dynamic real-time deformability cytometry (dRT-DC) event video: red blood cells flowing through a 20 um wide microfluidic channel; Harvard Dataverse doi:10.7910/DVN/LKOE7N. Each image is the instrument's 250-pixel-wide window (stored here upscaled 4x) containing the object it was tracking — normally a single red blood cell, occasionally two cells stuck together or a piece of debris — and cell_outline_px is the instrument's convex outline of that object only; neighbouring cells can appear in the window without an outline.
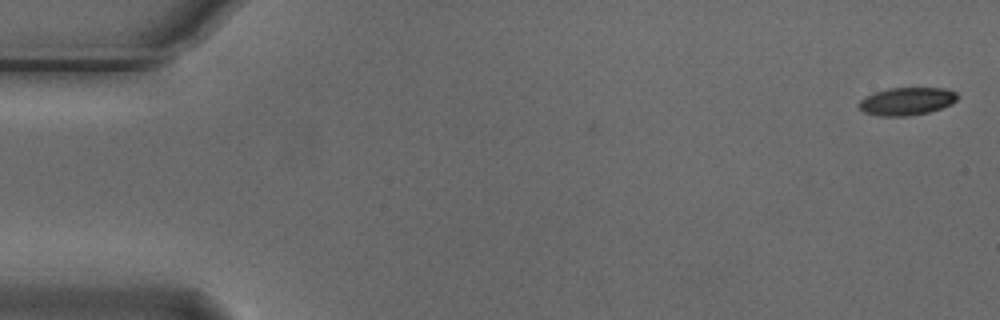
{"species": "Egyptian fruit bat (a non-hibernating species)", "species_latin": "Rousettus aegyptiacus", "temperature_condition": "cold", "stored_images_in_passage": 3, "camera_frame_rate_fps": 3000, "um_per_image_px": 0.085, "animal": {"sex": "male"}, "frame": {"image": 1, "passage_image": 1, "time_ms": 0.0, "image_size_px": [1000, 320], "cell_outline_px": [[956, 100], [952, 104], [928, 112], [908, 116], [880, 116], [864, 112], [856, 104], [864, 96], [872, 92], [888, 88], [948, 88], [956, 92]], "centroid_in_image_um": [77.03, 8.6], "position_along_channel_um": 8.0, "area_um2": 16.07}}